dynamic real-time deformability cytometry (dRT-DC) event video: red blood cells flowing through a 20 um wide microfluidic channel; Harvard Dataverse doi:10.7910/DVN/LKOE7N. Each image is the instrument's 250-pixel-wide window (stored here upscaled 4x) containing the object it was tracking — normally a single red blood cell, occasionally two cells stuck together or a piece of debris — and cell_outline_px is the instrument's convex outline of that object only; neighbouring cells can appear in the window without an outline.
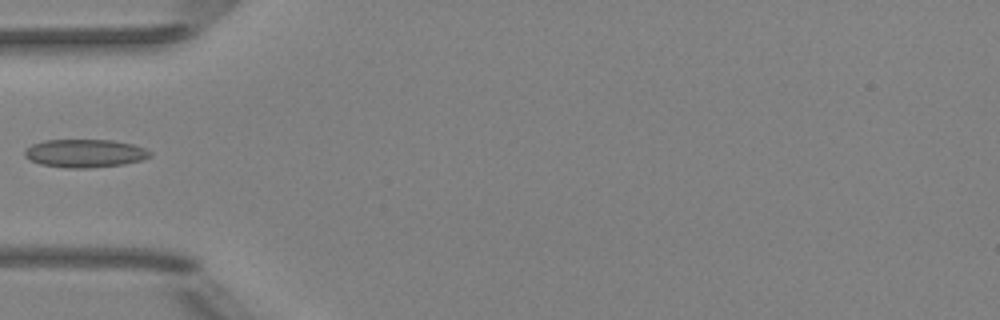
{"species": "Egyptian fruit bat (a non-hibernating species)", "species_latin": "Rousettus aegyptiacus", "temperature_condition": "room temperature", "stored_images_in_passage": 5, "camera_frame_rate_fps": 3000, "um_per_image_px": 0.085, "animal": {"sex": "female"}, "frame": {"image": 1, "passage_image": 5, "time_ms": 4.667, "image_size_px": [1000, 320], "cell_outline_px": [[152, 156], [140, 160], [124, 164], [88, 168], [68, 168], [40, 164], [24, 156], [24, 148], [32, 144], [44, 140], [112, 140], [132, 144], [144, 148], [152, 152]], "centroid_in_image_um": [7.2, 13.03], "position_along_channel_um": 77.8, "area_um2": 20.58}}